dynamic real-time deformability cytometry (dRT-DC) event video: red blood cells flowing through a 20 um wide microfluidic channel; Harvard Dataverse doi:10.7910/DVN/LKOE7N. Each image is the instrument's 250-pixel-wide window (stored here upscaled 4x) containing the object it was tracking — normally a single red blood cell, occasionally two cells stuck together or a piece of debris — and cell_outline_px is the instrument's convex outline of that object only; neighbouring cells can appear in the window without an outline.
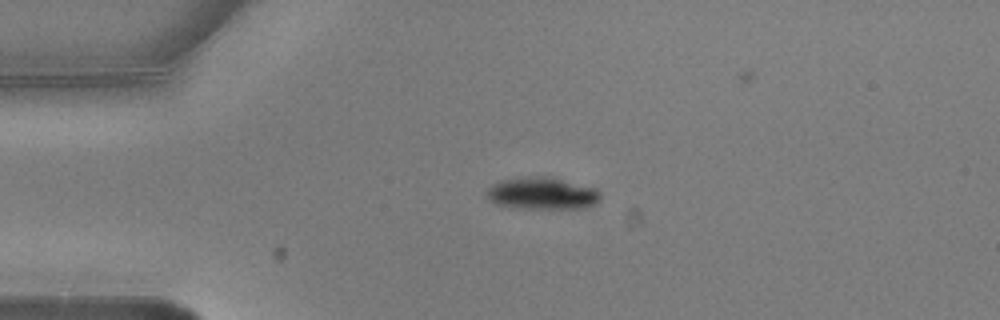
{"species": "common noctule bat (a hibernating species)", "species_latin": "Nyctalus noctula", "temperature_condition": "warm", "stored_images_in_passage": 5, "camera_frame_rate_fps": 3000, "um_per_image_px": 0.085, "animal": {"sex": "male", "body_mass_g": 20.5, "forearm_length_mm": 52.5}, "frame": {"image": 1, "passage_image": 5, "time_ms": 1.333, "image_size_px": [1000, 320], "cell_outline_px": [[600, 200], [596, 204], [584, 208], [512, 208], [496, 204], [488, 200], [484, 192], [492, 184], [500, 180], [532, 176], [552, 176], [596, 188], [600, 192]], "centroid_in_image_um": [46.06, 16.43], "position_along_channel_um": 38.9, "area_um2": 21.73}}